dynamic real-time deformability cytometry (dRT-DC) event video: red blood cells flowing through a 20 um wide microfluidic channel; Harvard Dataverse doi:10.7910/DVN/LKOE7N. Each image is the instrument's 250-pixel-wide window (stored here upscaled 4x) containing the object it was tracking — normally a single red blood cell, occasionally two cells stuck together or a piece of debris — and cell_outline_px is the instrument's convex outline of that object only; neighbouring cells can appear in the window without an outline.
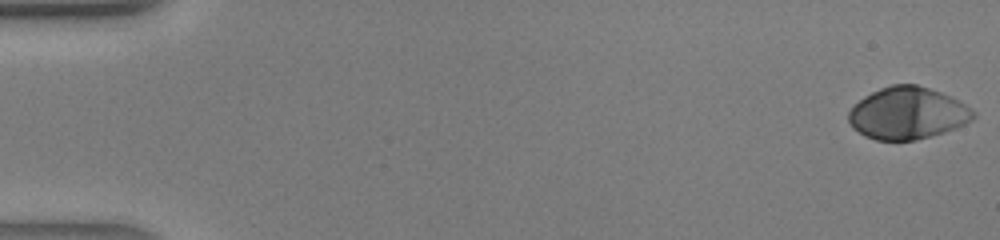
{"species": "human", "species_latin": "Homo sapiens", "temperature_condition": "warm", "stored_images_in_passage": 42, "camera_frame_rate_fps": 3000, "um_per_image_px": 0.085, "donor": {"sex": "male"}, "frame": {"image": 1, "passage_image": 1, "time_ms": 0.0, "image_size_px": [1000, 240], "cell_outline_px": [[976, 116], [972, 120], [956, 128], [944, 132], [916, 140], [876, 140], [864, 136], [852, 128], [848, 120], [848, 112], [864, 96], [880, 88], [892, 84], [916, 84], [940, 92], [972, 108], [976, 112]], "centroid_in_image_um": [77.13, 9.63], "position_along_channel_um": 7.9, "area_um2": 37.74}}
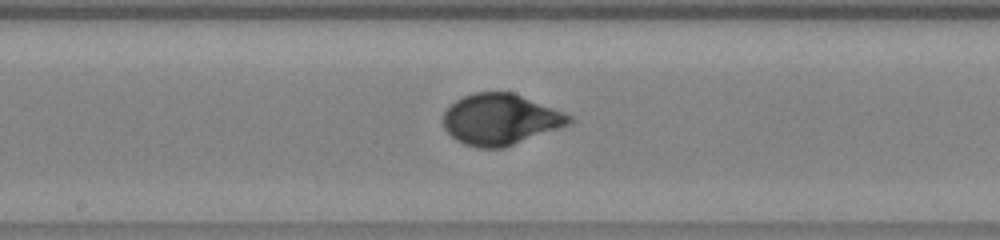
{"frame": {"image": 2, "passage_image": 23, "time_ms": 7.333, "image_size_px": [1000, 240], "cell_outline_px": [[572, 120], [568, 124], [560, 128], [504, 148], [480, 148], [464, 144], [456, 140], [444, 128], [444, 112], [456, 100], [464, 96], [476, 92], [512, 92], [564, 112], [572, 116]], "centroid_in_image_um": [42.53, 10.16], "position_along_channel_um": 205.7, "area_um2": 37.17}}
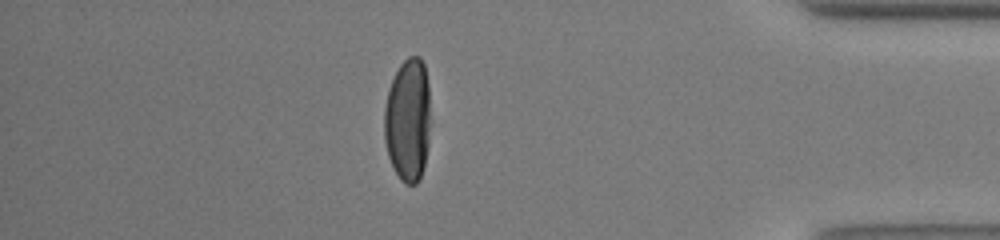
{"frame": {"image": 3, "passage_image": 37, "time_ms": 12.0, "image_size_px": [1000, 240], "cell_outline_px": [[428, 144], [424, 168], [420, 180], [416, 184], [404, 184], [400, 180], [388, 156], [384, 140], [384, 108], [388, 88], [400, 64], [408, 56], [420, 56], [424, 64], [428, 84]], "centroid_in_image_um": [34.65, 10.21], "position_along_channel_um": 400.6, "area_um2": 33.23}}